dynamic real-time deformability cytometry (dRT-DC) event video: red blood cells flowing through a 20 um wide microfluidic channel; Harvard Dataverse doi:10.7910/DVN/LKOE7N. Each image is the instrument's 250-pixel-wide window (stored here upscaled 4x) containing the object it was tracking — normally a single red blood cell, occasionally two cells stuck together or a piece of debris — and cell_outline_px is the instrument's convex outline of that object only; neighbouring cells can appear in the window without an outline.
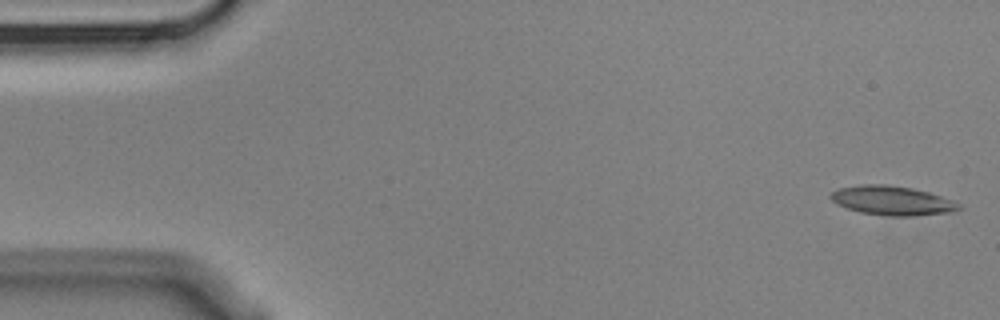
{"species": "Egyptian fruit bat (a non-hibernating species)", "species_latin": "Rousettus aegyptiacus", "temperature_condition": "cold", "stored_images_in_passage": 4, "camera_frame_rate_fps": 3000, "um_per_image_px": 0.085, "animal": {"sex": "male"}, "frame": {"image": 1, "passage_image": 1, "time_ms": 0.0, "image_size_px": [1000, 320], "cell_outline_px": [[964, 208], [952, 212], [912, 216], [888, 216], [860, 212], [836, 204], [828, 196], [832, 192], [840, 188], [864, 184], [884, 184], [912, 188], [928, 192], [952, 200], [960, 204]], "centroid_in_image_um": [75.85, 17.05], "position_along_channel_um": 9.2, "area_um2": 21.79}}
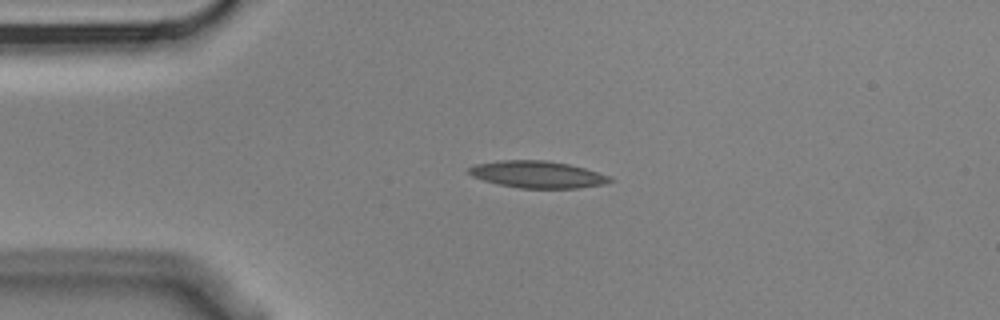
{"frame": {"image": 2, "passage_image": 4, "time_ms": 1.0, "image_size_px": [1000, 320], "cell_outline_px": [[612, 180], [600, 184], [576, 188], [520, 188], [496, 184], [472, 176], [468, 172], [468, 168], [476, 164], [500, 160], [544, 160], [568, 164], [584, 168], [608, 176]], "centroid_in_image_um": [45.6, 14.82], "position_along_channel_um": 39.4, "area_um2": 21.79}}